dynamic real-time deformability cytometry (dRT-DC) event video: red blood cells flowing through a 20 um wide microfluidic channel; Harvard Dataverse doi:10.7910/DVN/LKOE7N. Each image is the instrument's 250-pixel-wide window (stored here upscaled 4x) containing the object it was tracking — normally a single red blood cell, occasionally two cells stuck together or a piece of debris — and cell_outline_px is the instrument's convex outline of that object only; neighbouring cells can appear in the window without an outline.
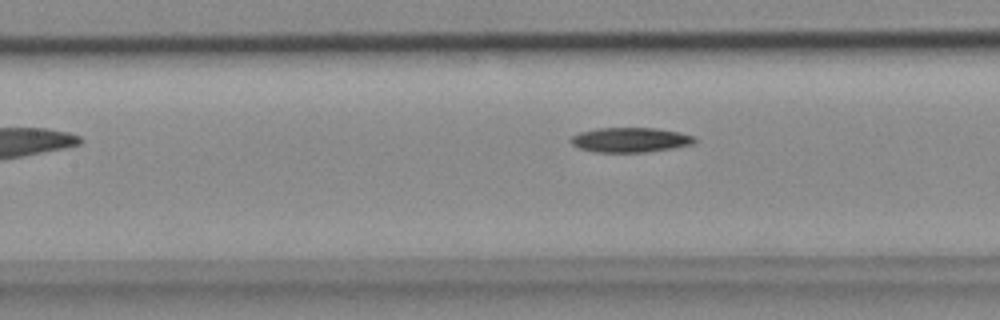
{"species": "common noctule bat (a hibernating species)", "species_latin": "Nyctalus noctula", "temperature_condition": "cold", "stored_images_in_passage": 38, "camera_frame_rate_fps": 3000, "um_per_image_px": 0.085, "animal": {"sex": "female", "body_mass_g": 18.4}, "frame": {"image": 1, "passage_image": 10, "time_ms": 3.0, "image_size_px": [1000, 320], "cell_outline_px": [[696, 144], [672, 148], [644, 152], [592, 152], [580, 148], [572, 144], [568, 140], [572, 136], [580, 132], [596, 128], [656, 128], [680, 132], [696, 136]], "centroid_in_image_um": [53.59, 11.89], "position_along_channel_um": 153.8, "area_um2": 18.03}}
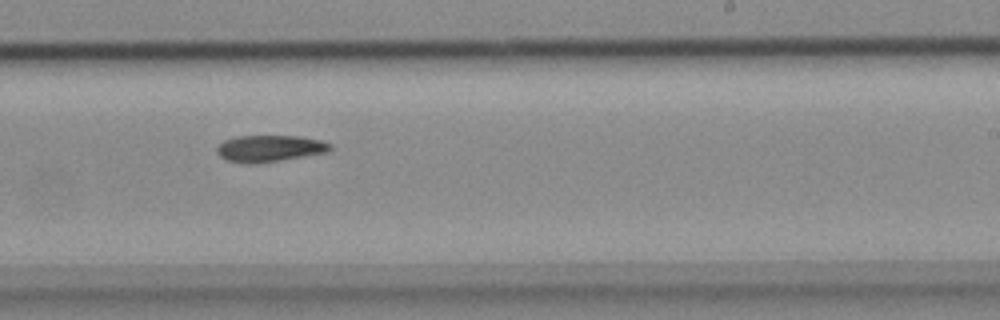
{"frame": {"image": 2, "passage_image": 19, "time_ms": 6.0, "image_size_px": [1000, 320], "cell_outline_px": [[332, 148], [328, 152], [252, 164], [224, 160], [216, 152], [216, 148], [224, 140], [236, 136], [300, 136], [320, 140], [332, 144]], "centroid_in_image_um": [22.9, 12.61], "position_along_channel_um": 266.1, "area_um2": 17.46}}
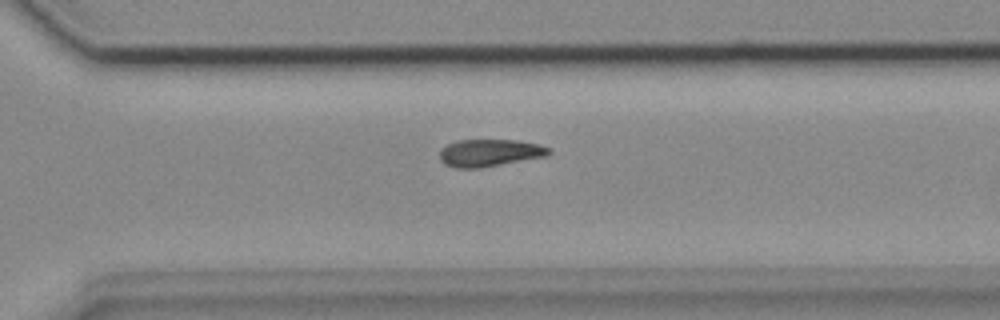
{"frame": {"image": 3, "passage_image": 24, "time_ms": 7.667, "image_size_px": [1000, 320], "cell_outline_px": [[552, 152], [548, 156], [480, 168], [456, 168], [444, 164], [440, 160], [440, 152], [448, 144], [456, 140], [516, 140], [540, 144], [552, 148]], "centroid_in_image_um": [41.68, 12.99], "position_along_channel_um": 328.9, "area_um2": 17.51}}